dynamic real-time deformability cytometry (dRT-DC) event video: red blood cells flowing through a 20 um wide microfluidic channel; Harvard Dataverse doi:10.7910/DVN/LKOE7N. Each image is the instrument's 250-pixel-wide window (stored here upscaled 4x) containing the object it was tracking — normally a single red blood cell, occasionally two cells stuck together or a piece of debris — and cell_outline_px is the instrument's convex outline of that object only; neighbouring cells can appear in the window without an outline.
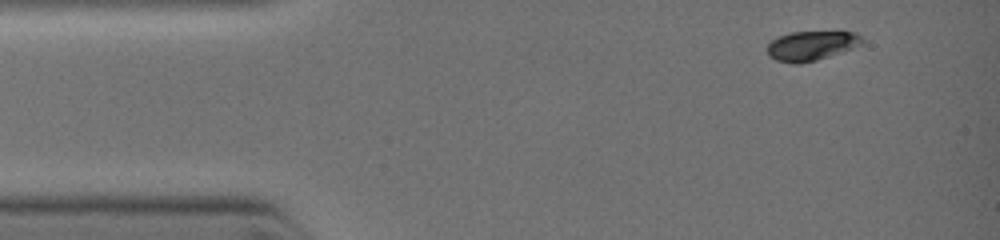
{"species": "common noctule bat (a hibernating species)", "species_latin": "Nyctalus noctula", "temperature_condition": "warm", "stored_images_in_passage": 3, "camera_frame_rate_fps": 3000, "um_per_image_px": 0.085, "animal": {"sex": "female", "body_mass_g": 19.0, "forearm_length_mm": 51.5}, "frame": {"image": 1, "passage_image": 1, "time_ms": 0.0, "image_size_px": [1000, 240], "cell_outline_px": [[864, 40], [860, 44], [852, 48], [816, 60], [800, 64], [792, 64], [776, 60], [768, 56], [768, 44], [772, 40], [780, 36], [792, 32], [836, 28], [840, 28], [856, 32]], "centroid_in_image_um": [69.02, 3.82], "position_along_channel_um": 16.0, "area_um2": 17.05}}